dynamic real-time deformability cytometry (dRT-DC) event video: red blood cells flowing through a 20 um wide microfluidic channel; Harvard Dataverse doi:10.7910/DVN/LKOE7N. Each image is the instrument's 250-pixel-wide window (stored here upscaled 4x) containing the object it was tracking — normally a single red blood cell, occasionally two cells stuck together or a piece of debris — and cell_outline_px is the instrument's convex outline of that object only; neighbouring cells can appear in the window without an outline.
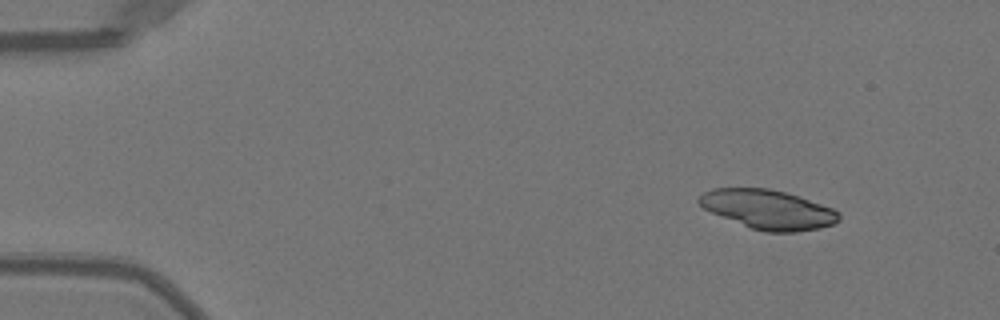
{"species": "Egyptian fruit bat (a non-hibernating species)", "species_latin": "Rousettus aegyptiacus", "temperature_condition": "warm", "stored_images_in_passage": 45, "camera_frame_rate_fps": 3000, "um_per_image_px": 0.085, "animal": {"sex": "female"}, "frame": {"image": 1, "passage_image": 1, "time_ms": 0.0, "image_size_px": [1000, 320], "cell_outline_px": [[840, 220], [836, 224], [820, 228], [796, 232], [764, 232], [752, 228], [712, 212], [704, 208], [696, 200], [704, 192], [712, 188], [768, 188], [800, 196], [832, 208], [840, 212]], "centroid_in_image_um": [65.34, 17.8], "position_along_channel_um": 19.7, "area_um2": 31.91}}